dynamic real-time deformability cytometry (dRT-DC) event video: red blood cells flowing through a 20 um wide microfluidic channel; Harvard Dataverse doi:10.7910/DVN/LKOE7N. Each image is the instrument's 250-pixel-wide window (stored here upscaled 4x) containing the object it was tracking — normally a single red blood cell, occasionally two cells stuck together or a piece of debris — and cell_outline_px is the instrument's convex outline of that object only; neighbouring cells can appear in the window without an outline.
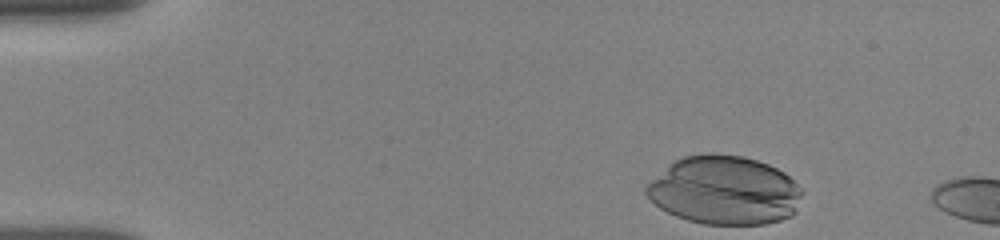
{"species": "human", "species_latin": "Homo sapiens", "temperature_condition": "room temperature", "stored_images_in_passage": 5, "camera_frame_rate_fps": 3000, "um_per_image_px": 0.085, "donor": {"sex": "female"}, "frame": {"image": 1, "passage_image": 1, "time_ms": 0.0, "image_size_px": [1000, 240], "cell_outline_px": [[804, 192], [796, 212], [792, 216], [780, 220], [764, 224], [704, 224], [688, 220], [676, 216], [660, 208], [644, 192], [644, 188], [652, 180], [676, 160], [684, 156], [744, 156], [768, 164], [784, 172]], "centroid_in_image_um": [61.63, 16.22], "position_along_channel_um": 23.4, "area_um2": 61.38}}